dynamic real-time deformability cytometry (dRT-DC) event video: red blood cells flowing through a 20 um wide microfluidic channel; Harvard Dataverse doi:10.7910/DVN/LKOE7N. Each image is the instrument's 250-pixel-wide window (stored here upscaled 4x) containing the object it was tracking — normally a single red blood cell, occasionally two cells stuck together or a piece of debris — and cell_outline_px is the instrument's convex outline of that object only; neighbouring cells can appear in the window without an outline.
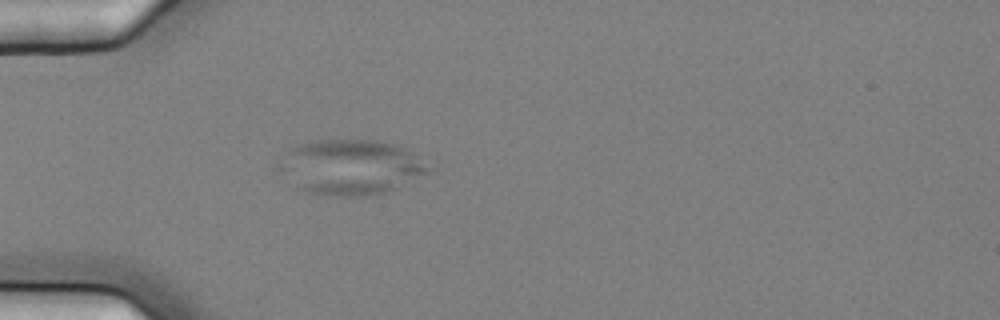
{"species": "common noctule bat (a hibernating species)", "species_latin": "Nyctalus noctula", "temperature_condition": "cold", "stored_images_in_passage": 3, "camera_frame_rate_fps": 3000, "um_per_image_px": 0.085, "animal": {"sex": "female", "body_mass_g": 25.1}, "frame": {"image": 1, "passage_image": 3, "time_ms": 0.667, "image_size_px": [1000, 320], "cell_outline_px": [[432, 172], [396, 188], [384, 192], [360, 196], [340, 196], [308, 192], [300, 188], [276, 168], [288, 152], [296, 144], [308, 140], [376, 140], [396, 144], [404, 148], [432, 168]], "centroid_in_image_um": [29.83, 14.19], "position_along_channel_um": 55.2, "area_um2": 47.51}}